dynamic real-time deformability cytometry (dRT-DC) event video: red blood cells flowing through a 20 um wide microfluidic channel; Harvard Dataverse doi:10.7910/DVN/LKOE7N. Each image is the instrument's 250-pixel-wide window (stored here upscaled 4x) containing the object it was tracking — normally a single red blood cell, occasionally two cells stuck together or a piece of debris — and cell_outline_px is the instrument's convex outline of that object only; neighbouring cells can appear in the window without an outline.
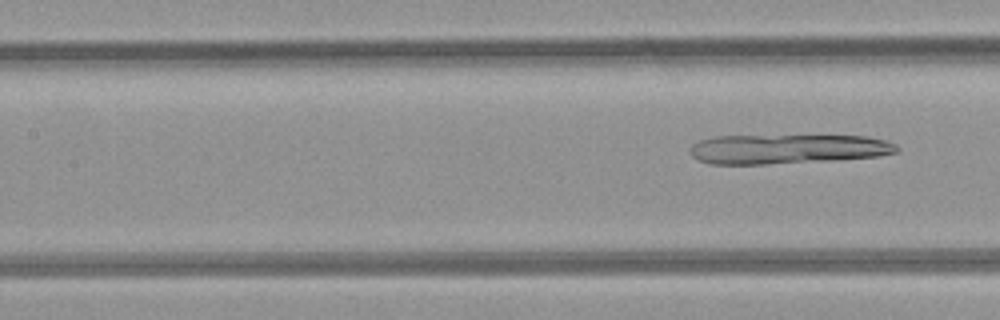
{"species": "common noctule bat (a hibernating species)", "species_latin": "Nyctalus noctula", "temperature_condition": "room temperature", "stored_images_in_passage": 5, "camera_frame_rate_fps": 3000, "um_per_image_px": 0.085, "animal": {"sex": "female", "body_mass_g": 21.9}, "frame": {"image": 1, "passage_image": 5, "time_ms": 5.667, "image_size_px": [1000, 320], "cell_outline_px": [[900, 148], [896, 152], [880, 156], [832, 160], [768, 164], [708, 164], [692, 156], [688, 152], [688, 148], [692, 144], [700, 140], [712, 136], [864, 136], [884, 140], [896, 144]], "centroid_in_image_um": [66.89, 12.67], "position_along_channel_um": 140.5, "area_um2": 35.66}}